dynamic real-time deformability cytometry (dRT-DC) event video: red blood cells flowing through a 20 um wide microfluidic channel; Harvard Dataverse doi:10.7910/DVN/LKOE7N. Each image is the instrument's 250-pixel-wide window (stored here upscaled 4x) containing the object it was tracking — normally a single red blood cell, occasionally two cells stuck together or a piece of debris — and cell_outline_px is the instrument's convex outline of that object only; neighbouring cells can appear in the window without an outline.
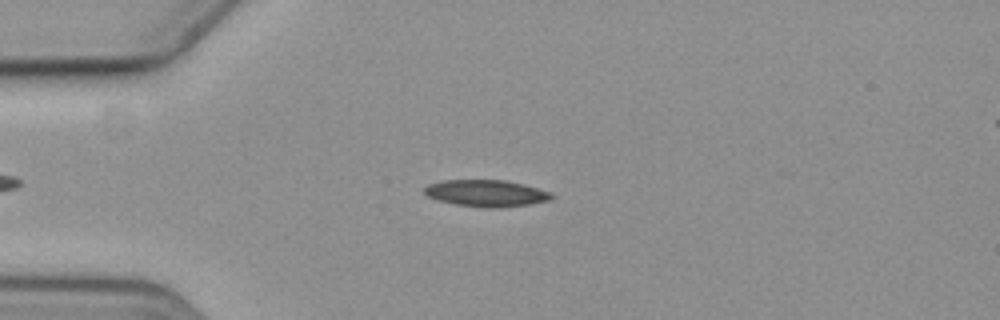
{"species": "common noctule bat (a hibernating species)", "species_latin": "Nyctalus noctula", "temperature_condition": "cold", "stored_images_in_passage": 8, "camera_frame_rate_fps": 3000, "um_per_image_px": 0.085, "animal": {"sex": "female", "body_mass_g": 19.3, "forearm_length_mm": 54.1}, "frame": {"image": 1, "passage_image": 3, "time_ms": 3.0, "image_size_px": [1000, 320], "cell_outline_px": [[556, 196], [548, 200], [528, 204], [500, 208], [488, 208], [456, 204], [436, 200], [428, 196], [424, 192], [424, 188], [428, 184], [440, 180], [504, 180], [524, 184], [552, 192]], "centroid_in_image_um": [41.33, 16.42], "position_along_channel_um": 43.7, "area_um2": 19.88}}
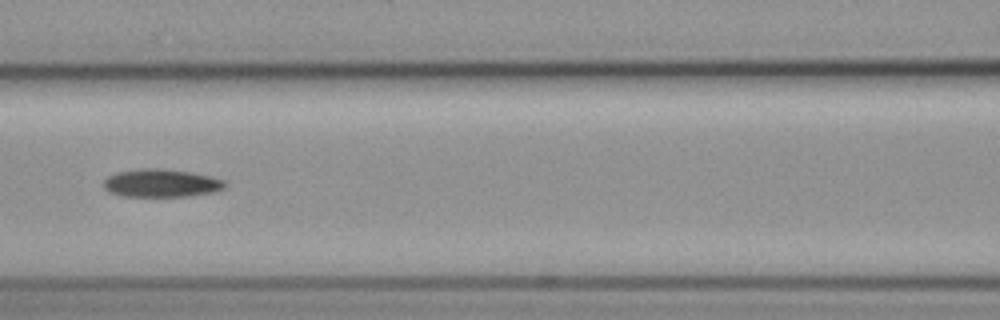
{"frame": {"image": 2, "passage_image": 6, "time_ms": 6.667, "image_size_px": [1000, 320], "cell_outline_px": [[228, 184], [224, 188], [216, 192], [188, 196], [120, 196], [108, 192], [104, 188], [104, 180], [108, 176], [116, 172], [140, 168], [160, 168], [188, 172], [212, 176], [224, 180]], "centroid_in_image_um": [13.71, 15.56], "position_along_channel_um": 152.9, "area_um2": 20.0}}
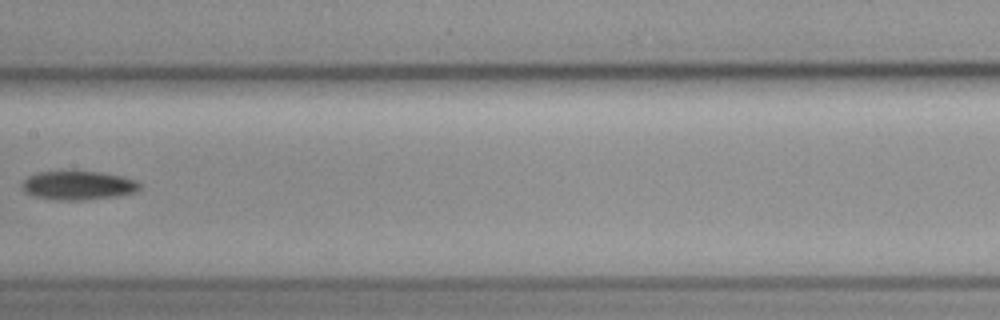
{"frame": {"image": 3, "passage_image": 7, "time_ms": 8.0, "image_size_px": [1000, 320], "cell_outline_px": [[140, 188], [136, 192], [116, 196], [80, 200], [60, 200], [32, 196], [24, 192], [20, 184], [28, 176], [36, 172], [100, 172], [120, 176], [136, 180], [140, 184]], "centroid_in_image_um": [6.61, 15.76], "position_along_channel_um": 200.8, "area_um2": 19.65}}